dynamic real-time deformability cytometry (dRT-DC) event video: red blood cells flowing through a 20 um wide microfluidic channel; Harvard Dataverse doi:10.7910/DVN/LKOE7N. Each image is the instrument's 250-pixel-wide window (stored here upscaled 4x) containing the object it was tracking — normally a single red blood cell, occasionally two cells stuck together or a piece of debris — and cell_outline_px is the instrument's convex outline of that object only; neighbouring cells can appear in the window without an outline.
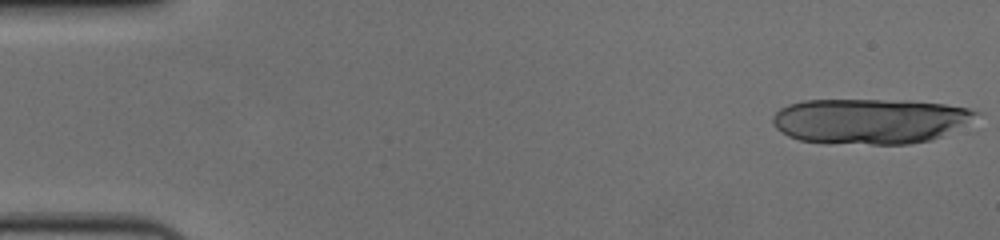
{"species": "human", "species_latin": "Homo sapiens", "temperature_condition": "cold", "stored_images_in_passage": 16, "camera_frame_rate_fps": 3000, "um_per_image_px": 0.085, "donor": {"sex": "female"}, "frame": {"image": 1, "passage_image": 1, "time_ms": 0.0, "image_size_px": [1000, 240], "cell_outline_px": [[980, 112], [940, 136], [928, 140], [908, 144], [828, 144], [800, 140], [788, 136], [776, 128], [772, 124], [772, 116], [780, 108], [788, 104], [804, 100], [908, 100], [944, 104], [968, 108]], "centroid_in_image_um": [73.81, 10.29], "position_along_channel_um": 11.2, "area_um2": 53.35}}